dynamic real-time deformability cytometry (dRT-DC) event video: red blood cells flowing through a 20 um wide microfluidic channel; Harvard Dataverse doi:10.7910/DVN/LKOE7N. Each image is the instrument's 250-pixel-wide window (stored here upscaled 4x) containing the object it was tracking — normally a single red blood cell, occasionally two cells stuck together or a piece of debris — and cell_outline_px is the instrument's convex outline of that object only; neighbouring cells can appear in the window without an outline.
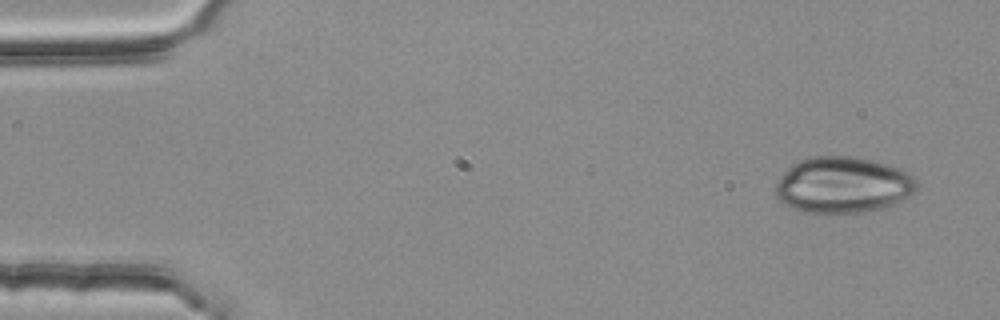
{"species": "common noctule bat (a hibernating species)", "species_latin": "Nyctalus noctula", "temperature_condition": "room temperature", "stored_images_in_passage": 4, "camera_frame_rate_fps": 3000, "um_per_image_px": 0.085, "animal": {"sex": "female", "body_mass_g": 25.1}, "frame": {"image": 1, "passage_image": 1, "time_ms": 0.0, "image_size_px": [1000, 320], "cell_outline_px": [[920, 184], [916, 192], [892, 204], [880, 208], [856, 212], [804, 212], [792, 208], [784, 204], [776, 196], [776, 184], [780, 176], [792, 164], [800, 160], [812, 156], [856, 156], [888, 164], [900, 168], [908, 172]], "centroid_in_image_um": [71.66, 15.7], "position_along_channel_um": 13.3, "area_um2": 46.12}}